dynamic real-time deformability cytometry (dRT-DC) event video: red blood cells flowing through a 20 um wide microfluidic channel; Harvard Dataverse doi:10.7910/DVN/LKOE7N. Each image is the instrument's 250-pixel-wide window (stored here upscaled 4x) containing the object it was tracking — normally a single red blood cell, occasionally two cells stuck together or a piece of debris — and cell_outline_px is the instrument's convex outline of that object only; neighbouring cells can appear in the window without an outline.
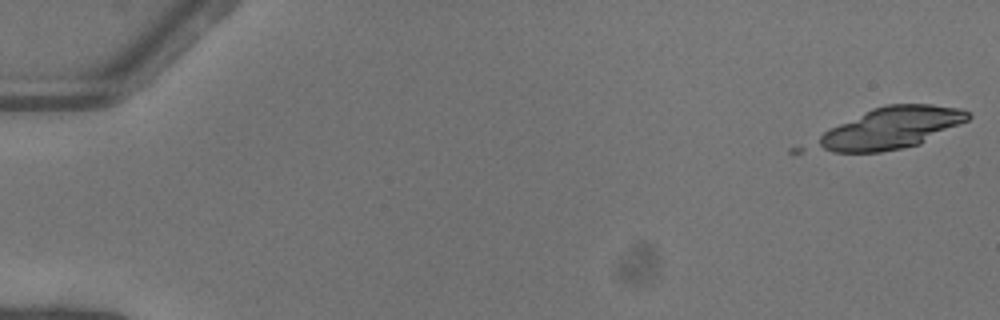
{"species": "common noctule bat (a hibernating species)", "species_latin": "Nyctalus noctula", "temperature_condition": "warm", "stored_images_in_passage": 2, "camera_frame_rate_fps": 3000, "um_per_image_px": 0.085, "animal": {"sex": "female"}, "frame": {"image": 1, "passage_image": 2, "time_ms": 0.333, "image_size_px": [1000, 320], "cell_outline_px": [[972, 116], [968, 120], [920, 144], [880, 152], [832, 152], [824, 148], [820, 144], [820, 136], [824, 132], [872, 108], [888, 104], [932, 104], [960, 108], [968, 112]], "centroid_in_image_um": [75.85, 10.85], "position_along_channel_um": 9.1, "area_um2": 35.66}}